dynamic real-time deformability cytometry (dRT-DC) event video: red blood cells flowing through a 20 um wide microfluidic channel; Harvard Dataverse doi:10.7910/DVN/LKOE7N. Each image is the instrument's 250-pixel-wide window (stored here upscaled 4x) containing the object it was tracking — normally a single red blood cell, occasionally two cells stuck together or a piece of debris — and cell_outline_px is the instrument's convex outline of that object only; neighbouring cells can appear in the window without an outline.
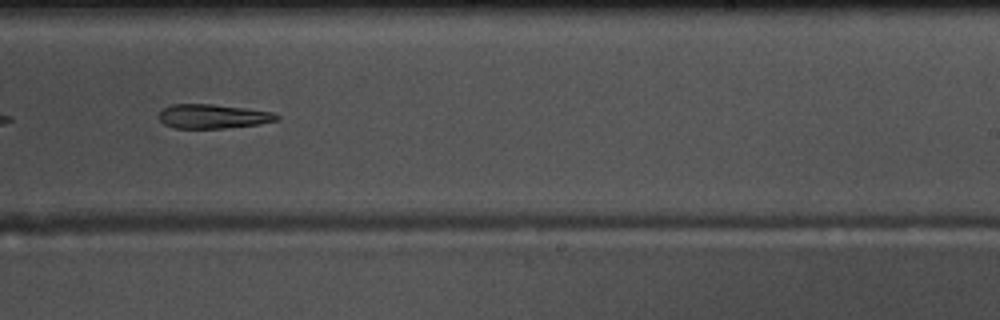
{"species": "common noctule bat (a hibernating species)", "species_latin": "Nyctalus noctula", "temperature_condition": "warm", "stored_images_in_passage": 40, "camera_frame_rate_fps": 3000, "um_per_image_px": 0.085, "animal": {"sex": "male", "body_mass_g": 17.5, "forearm_length_mm": 52.3}, "frame": {"image": 1, "passage_image": 18, "time_ms": 5.667, "image_size_px": [1000, 320], "cell_outline_px": [[280, 120], [260, 124], [224, 128], [176, 128], [164, 124], [156, 116], [164, 108], [172, 104], [212, 104], [244, 108], [272, 112], [280, 116]], "centroid_in_image_um": [18.1, 9.89], "position_along_channel_um": 270.9, "area_um2": 16.65}}
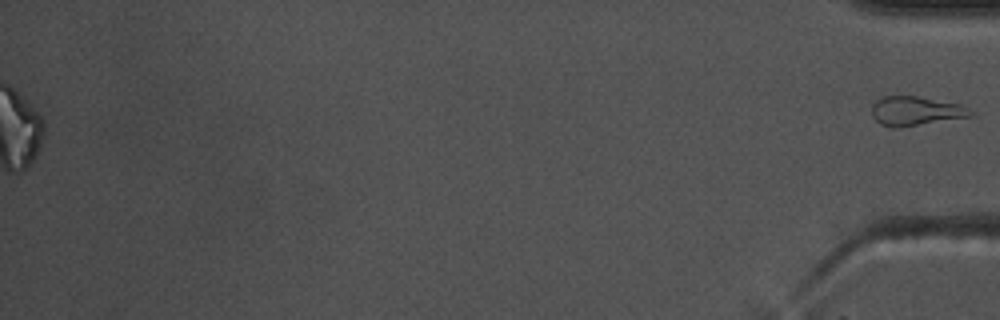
{"frame": {"image": 2, "passage_image": 40, "time_ms": 13.0, "image_size_px": [1000, 320], "cell_outline_px": [[972, 112], [968, 116], [896, 128], [892, 128], [880, 124], [872, 116], [872, 104], [876, 100], [884, 96], [916, 96], [960, 104], [968, 108]], "centroid_in_image_um": [77.75, 9.43], "position_along_channel_um": 357.5, "area_um2": 16.42}}